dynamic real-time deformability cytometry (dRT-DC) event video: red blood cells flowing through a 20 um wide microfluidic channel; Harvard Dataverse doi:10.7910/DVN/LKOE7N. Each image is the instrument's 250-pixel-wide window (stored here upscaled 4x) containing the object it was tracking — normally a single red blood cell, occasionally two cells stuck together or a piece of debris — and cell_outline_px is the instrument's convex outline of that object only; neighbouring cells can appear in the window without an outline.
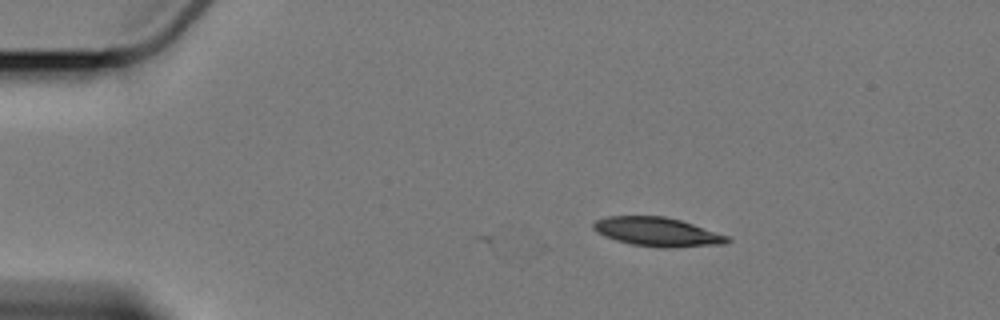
{"species": "Egyptian fruit bat (a non-hibernating species)", "species_latin": "Rousettus aegyptiacus", "temperature_condition": "cold", "stored_images_in_passage": 4, "camera_frame_rate_fps": 3000, "um_per_image_px": 0.085, "animal": {"sex": "female"}, "frame": {"image": 1, "passage_image": 1, "time_ms": 0.0, "image_size_px": [1000, 320], "cell_outline_px": [[732, 240], [724, 244], [668, 248], [660, 248], [632, 244], [616, 240], [604, 236], [596, 232], [592, 228], [592, 224], [596, 220], [608, 216], [664, 216], [680, 220], [728, 236]], "centroid_in_image_um": [55.85, 19.71], "position_along_channel_um": 29.2, "area_um2": 22.54}}